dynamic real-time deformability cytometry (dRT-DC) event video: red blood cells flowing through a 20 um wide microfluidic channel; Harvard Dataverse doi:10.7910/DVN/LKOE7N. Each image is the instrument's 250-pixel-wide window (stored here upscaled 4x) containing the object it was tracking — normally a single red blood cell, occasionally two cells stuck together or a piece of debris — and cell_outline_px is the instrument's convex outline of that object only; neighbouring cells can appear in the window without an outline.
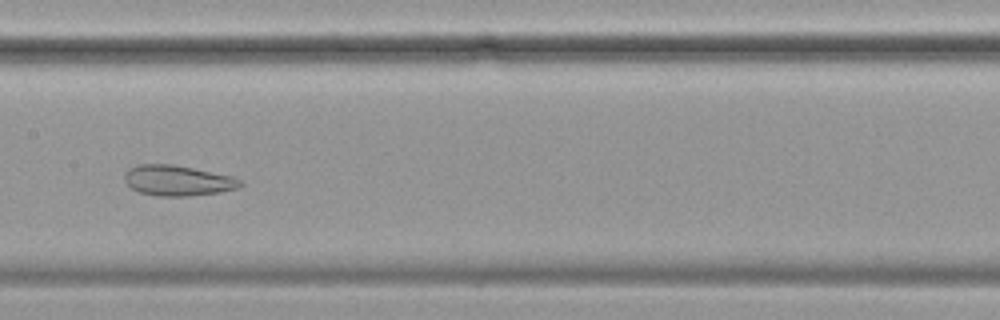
{"species": "common noctule bat (a hibernating species)", "species_latin": "Nyctalus noctula", "temperature_condition": "cold", "stored_images_in_passage": 46, "camera_frame_rate_fps": 3000, "um_per_image_px": 0.085, "animal": {"sex": "female", "body_mass_g": 19.9}, "frame": {"image": 1, "passage_image": 20, "time_ms": 6.333, "image_size_px": [1000, 320], "cell_outline_px": [[244, 184], [236, 188], [220, 192], [188, 196], [156, 196], [140, 192], [132, 188], [124, 180], [124, 172], [128, 168], [140, 164], [172, 164], [232, 176], [240, 180]], "centroid_in_image_um": [15.07, 15.34], "position_along_channel_um": 192.3, "area_um2": 20.46}, "authors_computed_cell_mechanics": {"area_um2": 26.877, "velocity_mm_per_s": 3.4388, "shape_relaxation_time_tau1_ms": null, "shape_relaxation_time_tau2_ms": 1.686, "deformation_change_tau1": null, "deformation_change_tau2": 0.0616}}